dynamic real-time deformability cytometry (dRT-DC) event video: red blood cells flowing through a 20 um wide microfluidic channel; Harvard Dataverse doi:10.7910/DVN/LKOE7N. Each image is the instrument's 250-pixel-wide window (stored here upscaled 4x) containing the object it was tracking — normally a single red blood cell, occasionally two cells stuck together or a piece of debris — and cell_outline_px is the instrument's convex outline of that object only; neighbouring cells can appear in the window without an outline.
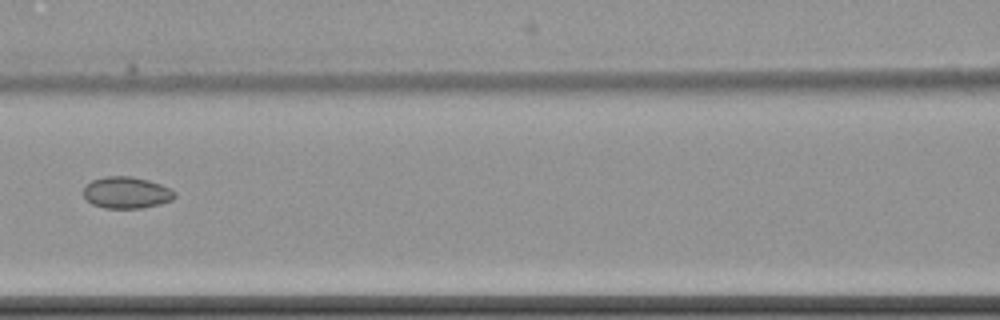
{"species": "common noctule bat (a hibernating species)", "species_latin": "Nyctalus noctula", "temperature_condition": "cold", "stored_images_in_passage": 9, "camera_frame_rate_fps": 3000, "um_per_image_px": 0.085, "animal": {"sex": "female", "body_mass_g": 22.7, "forearm_length_mm": 54.2}, "frame": {"image": 1, "passage_image": 8, "time_ms": 9.667, "image_size_px": [1000, 320], "cell_outline_px": [[176, 196], [172, 200], [160, 204], [144, 208], [104, 208], [92, 204], [84, 196], [84, 184], [92, 180], [104, 176], [132, 176], [148, 180], [160, 184], [176, 192]], "centroid_in_image_um": [10.74, 16.37], "position_along_channel_um": 155.9, "area_um2": 16.94}}
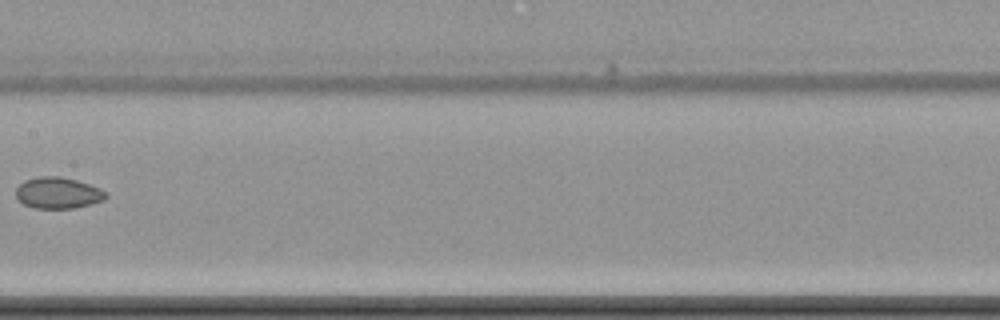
{"frame": {"image": 2, "passage_image": 9, "time_ms": 11.0, "image_size_px": [1000, 320], "cell_outline_px": [[108, 196], [104, 200], [76, 208], [32, 208], [24, 204], [16, 196], [16, 188], [24, 180], [40, 176], [60, 176], [76, 180], [100, 188], [108, 192]], "centroid_in_image_um": [4.94, 16.4], "position_along_channel_um": 202.5, "area_um2": 16.47}}